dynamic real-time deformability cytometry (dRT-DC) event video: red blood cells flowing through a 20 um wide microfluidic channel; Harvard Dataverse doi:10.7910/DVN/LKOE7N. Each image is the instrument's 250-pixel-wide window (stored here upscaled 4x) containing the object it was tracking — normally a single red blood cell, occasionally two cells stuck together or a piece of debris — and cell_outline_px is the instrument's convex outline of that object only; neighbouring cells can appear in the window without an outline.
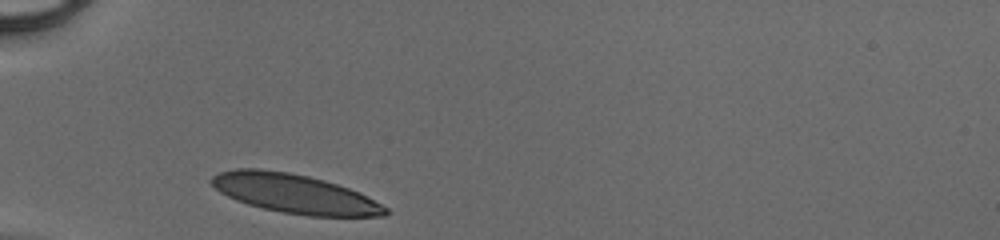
{"species": "human", "species_latin": "Homo sapiens", "temperature_condition": "cold", "stored_images_in_passage": 26, "camera_frame_rate_fps": 3000, "um_per_image_px": 0.085, "donor": {"sex": "male"}, "frame": {"image": 1, "passage_image": 1, "time_ms": 0.0, "image_size_px": [1000, 240], "cell_outline_px": [[388, 212], [384, 216], [308, 216], [284, 212], [264, 208], [248, 204], [236, 200], [220, 192], [208, 180], [212, 176], [220, 172], [236, 168], [260, 168], [288, 172], [308, 176], [324, 180], [348, 188], [388, 208]], "centroid_in_image_um": [24.98, 16.45], "position_along_channel_um": 60.0, "area_um2": 39.13}}
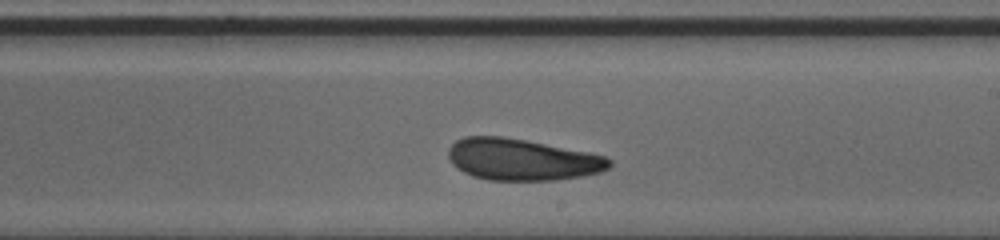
{"frame": {"image": 2, "passage_image": 15, "time_ms": 4.667, "image_size_px": [1000, 240], "cell_outline_px": [[612, 164], [608, 168], [600, 172], [584, 176], [556, 180], [488, 180], [472, 176], [464, 172], [452, 164], [448, 156], [448, 148], [456, 140], [464, 136], [500, 136], [524, 140], [588, 152], [608, 156], [612, 160]], "centroid_in_image_um": [44.37, 13.57], "position_along_channel_um": 244.6, "area_um2": 39.07}}
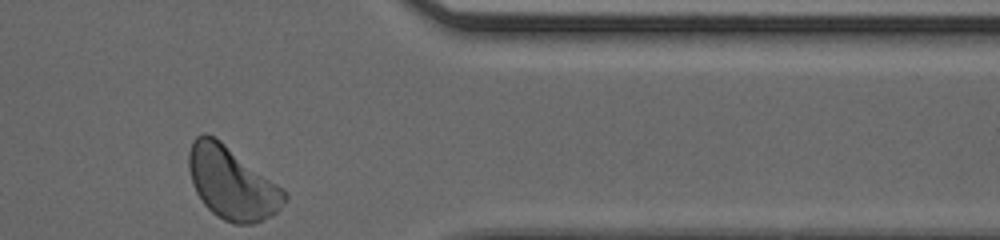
{"frame": {"image": 3, "passage_image": 26, "time_ms": 8.333, "image_size_px": [1000, 240], "cell_outline_px": [[288, 196], [280, 208], [272, 216], [252, 224], [232, 224], [216, 216], [204, 204], [196, 192], [192, 184], [188, 168], [188, 152], [192, 140], [196, 136], [204, 132], [220, 140], [288, 192]], "centroid_in_image_um": [19.69, 15.56], "position_along_channel_um": 391.7, "area_um2": 40.46}}